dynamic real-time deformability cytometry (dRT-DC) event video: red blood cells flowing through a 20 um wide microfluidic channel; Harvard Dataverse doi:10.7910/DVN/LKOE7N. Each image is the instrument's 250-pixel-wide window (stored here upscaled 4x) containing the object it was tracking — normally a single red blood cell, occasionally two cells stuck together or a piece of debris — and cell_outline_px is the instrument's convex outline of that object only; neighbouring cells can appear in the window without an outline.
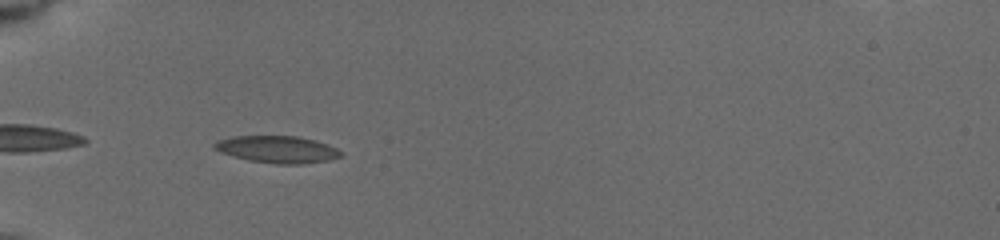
{"species": "common noctule bat (a hibernating species)", "species_latin": "Nyctalus noctula", "temperature_condition": "cold", "stored_images_in_passage": 16, "camera_frame_rate_fps": 3000, "um_per_image_px": 0.085, "animal": {"sex": "female", "body_mass_g": 19.5, "forearm_length_mm": 54.1}, "frame": {"image": 1, "passage_image": 10, "time_ms": 5.667, "image_size_px": [1000, 240], "cell_outline_px": [[344, 152], [340, 156], [328, 160], [304, 164], [276, 164], [248, 160], [232, 156], [220, 152], [212, 148], [212, 144], [216, 140], [232, 136], [296, 136], [312, 140], [336, 148]], "centroid_in_image_um": [23.5, 12.7], "position_along_channel_um": 61.5, "area_um2": 19.94}}
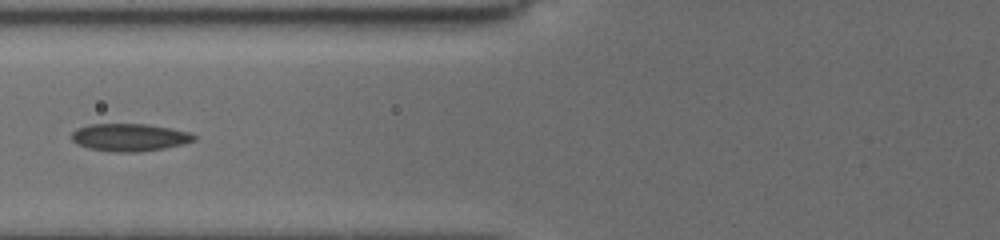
{"frame": {"image": 2, "passage_image": 13, "time_ms": 7.333, "image_size_px": [1000, 240], "cell_outline_px": [[196, 140], [184, 144], [164, 148], [140, 152], [112, 152], [88, 148], [76, 144], [72, 140], [72, 132], [76, 128], [88, 124], [148, 124], [188, 132], [196, 136]], "centroid_in_image_um": [10.98, 11.68], "position_along_channel_um": 114.8, "area_um2": 19.77}}
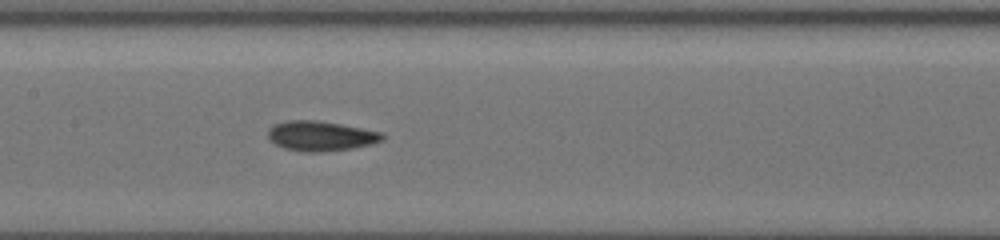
{"frame": {"image": 3, "passage_image": 16, "time_ms": 9.0, "image_size_px": [1000, 240], "cell_outline_px": [[384, 140], [372, 144], [352, 148], [324, 152], [304, 152], [284, 148], [268, 140], [268, 128], [276, 124], [288, 120], [312, 120], [340, 124], [384, 132]], "centroid_in_image_um": [27.27, 11.56], "position_along_channel_um": 180.1, "area_um2": 20.0}}